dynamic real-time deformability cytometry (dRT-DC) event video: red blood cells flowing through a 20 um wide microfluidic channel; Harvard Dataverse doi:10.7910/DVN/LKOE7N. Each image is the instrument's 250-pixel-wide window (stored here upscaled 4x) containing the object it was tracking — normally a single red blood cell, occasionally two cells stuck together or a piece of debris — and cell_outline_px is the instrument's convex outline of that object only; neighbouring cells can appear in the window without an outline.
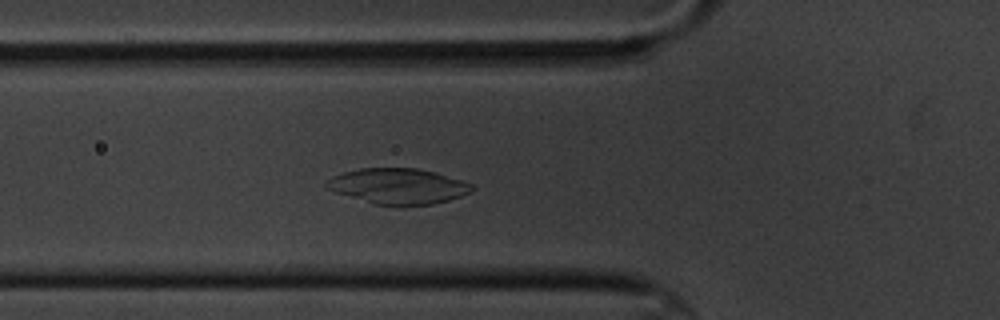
{"species": "common noctule bat (a hibernating species)", "species_latin": "Nyctalus noctula", "temperature_condition": "cold", "stored_images_in_passage": 5, "camera_frame_rate_fps": 3000, "um_per_image_px": 0.085, "animal": {"sex": "male", "body_mass_g": 20.1, "forearm_length_mm": 53.5}, "frame": {"image": 1, "passage_image": 5, "time_ms": 4.667, "image_size_px": [1000, 320], "cell_outline_px": [[472, 188], [468, 192], [460, 196], [448, 200], [432, 204], [400, 208], [372, 204], [336, 192], [328, 188], [324, 184], [324, 180], [332, 176], [344, 172], [360, 168], [416, 168], [436, 172], [472, 184]], "centroid_in_image_um": [33.79, 15.85], "position_along_channel_um": 92.0, "area_um2": 30.52}}